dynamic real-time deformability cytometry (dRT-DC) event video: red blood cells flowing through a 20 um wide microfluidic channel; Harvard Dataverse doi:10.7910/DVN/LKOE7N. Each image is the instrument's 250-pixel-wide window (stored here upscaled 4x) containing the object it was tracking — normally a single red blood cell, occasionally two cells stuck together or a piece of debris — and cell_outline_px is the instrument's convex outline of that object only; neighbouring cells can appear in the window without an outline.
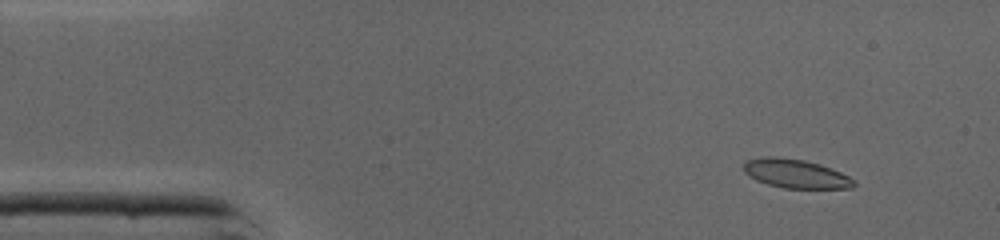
{"species": "common noctule bat (a hibernating species)", "species_latin": "Nyctalus noctula", "temperature_condition": "cold", "stored_images_in_passage": 45, "camera_frame_rate_fps": 3000, "um_per_image_px": 0.085, "animal": {"sex": "male", "body_mass_g": 19.0, "forearm_length_mm": 50.8}, "frame": {"image": 1, "passage_image": 4, "time_ms": 1.0, "image_size_px": [1000, 240], "cell_outline_px": [[856, 184], [852, 188], [784, 188], [768, 184], [756, 180], [748, 176], [744, 172], [744, 164], [748, 160], [764, 156], [776, 156], [804, 160], [820, 164], [840, 172], [856, 180]], "centroid_in_image_um": [67.63, 14.76], "position_along_channel_um": 17.4, "area_um2": 18.55}}
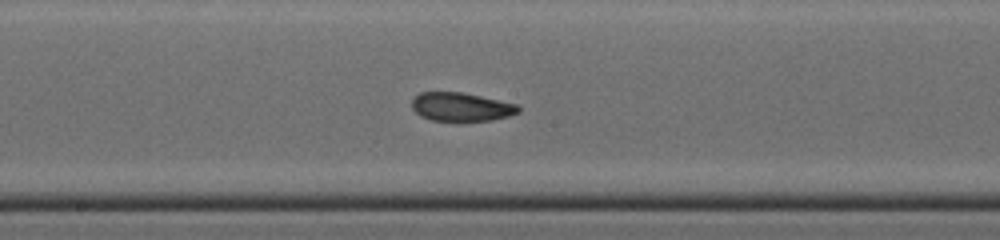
{"frame": {"image": 2, "passage_image": 23, "time_ms": 7.333, "image_size_px": [1000, 240], "cell_outline_px": [[520, 112], [508, 116], [492, 120], [456, 124], [432, 120], [420, 116], [412, 108], [412, 100], [420, 92], [460, 92], [480, 96], [516, 104], [520, 108]], "centroid_in_image_um": [39.18, 9.14], "position_along_channel_um": 209.0, "area_um2": 18.32}}
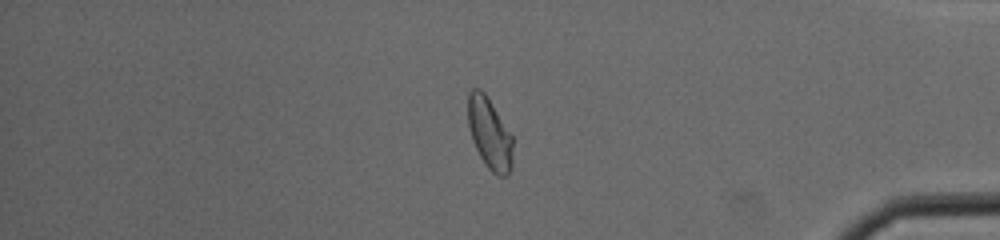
{"frame": {"image": 3, "passage_image": 38, "time_ms": 12.333, "image_size_px": [1000, 240], "cell_outline_px": [[512, 168], [508, 176], [496, 176], [484, 164], [472, 140], [468, 124], [468, 92], [472, 88], [480, 88], [484, 92], [492, 104], [512, 136]], "centroid_in_image_um": [41.61, 11.37], "position_along_channel_um": 393.6, "area_um2": 18.67}, "authors_computed_cell_mechanics": {"area_um2": 18.5538, "velocity_mm_per_s": 4.3516, "shape_relaxation_time_tau1_ms": 6.9739, "shape_relaxation_time_tau2_ms": 1.6915, "deformation_change_tau1": 0.2055, "deformation_change_tau2": 0.0669}}